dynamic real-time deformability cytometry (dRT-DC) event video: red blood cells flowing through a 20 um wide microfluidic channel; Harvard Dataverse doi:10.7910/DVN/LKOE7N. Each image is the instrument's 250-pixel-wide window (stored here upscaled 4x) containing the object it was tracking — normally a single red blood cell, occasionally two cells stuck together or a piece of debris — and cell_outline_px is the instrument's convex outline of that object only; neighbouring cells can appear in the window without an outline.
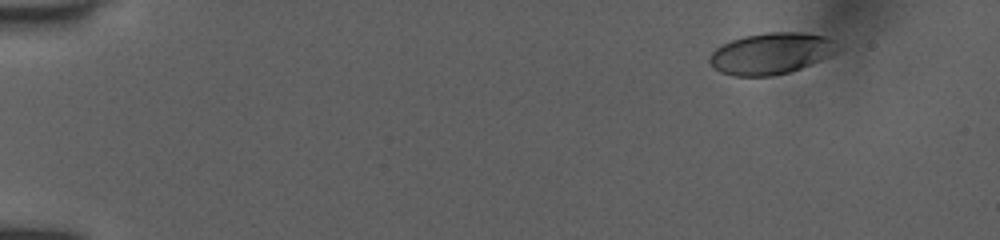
{"species": "human", "species_latin": "Homo sapiens", "temperature_condition": "room temperature", "stored_images_in_passage": 51, "camera_frame_rate_fps": 3000, "um_per_image_px": 0.085, "donor": {"sex": "female"}, "frame": {"image": 1, "passage_image": 1, "time_ms": 0.0, "image_size_px": [1000, 240], "cell_outline_px": [[840, 48], [836, 52], [820, 60], [792, 72], [772, 76], [736, 76], [720, 72], [708, 60], [712, 52], [716, 48], [732, 40], [744, 36], [768, 32], [800, 32], [824, 36], [832, 40]], "centroid_in_image_um": [65.55, 4.55], "position_along_channel_um": 19.5, "area_um2": 30.63}}
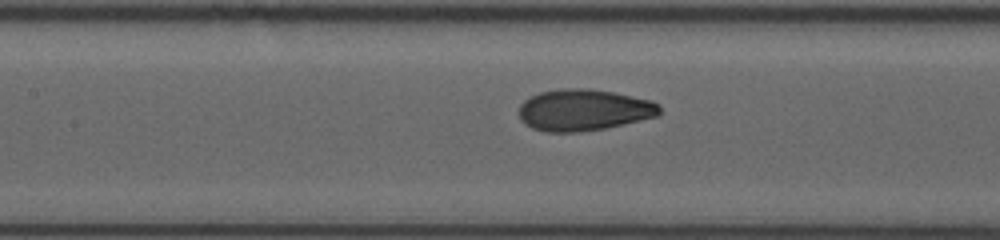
{"frame": {"image": 2, "passage_image": 23, "time_ms": 6.667, "image_size_px": [1000, 240], "cell_outline_px": [[660, 112], [656, 116], [640, 120], [604, 128], [576, 132], [544, 132], [532, 128], [524, 124], [520, 120], [520, 104], [524, 100], [540, 92], [560, 88], [588, 88], [612, 92], [652, 100], [660, 104]], "centroid_in_image_um": [49.59, 9.34], "position_along_channel_um": 157.8, "area_um2": 33.99}}
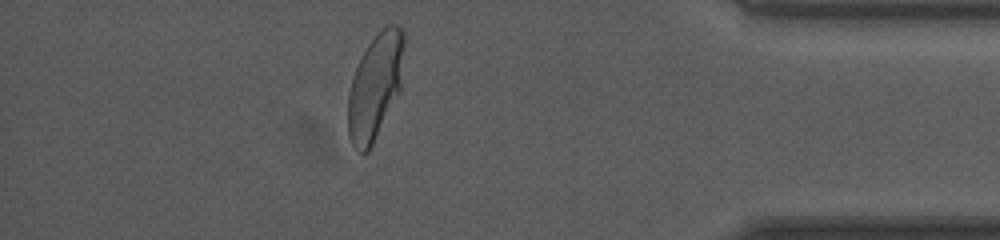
{"frame": {"image": 3, "passage_image": 44, "time_ms": 13.667, "image_size_px": [1000, 240], "cell_outline_px": [[404, 44], [400, 92], [368, 152], [360, 152], [352, 144], [348, 136], [348, 92], [356, 68], [368, 44], [376, 32], [388, 24], [400, 24], [404, 28]], "centroid_in_image_um": [31.91, 7.3], "position_along_channel_um": 403.3, "area_um2": 34.62}, "authors_computed_cell_mechanics": {"area_um2": 33.5818, "velocity_mm_per_s": 3.962, "shape_relaxation_time_tau1_ms": 5.1449, "shape_relaxation_time_tau2_ms": null, "deformation_change_tau1": 0.1767, "deformation_change_tau2": null}}